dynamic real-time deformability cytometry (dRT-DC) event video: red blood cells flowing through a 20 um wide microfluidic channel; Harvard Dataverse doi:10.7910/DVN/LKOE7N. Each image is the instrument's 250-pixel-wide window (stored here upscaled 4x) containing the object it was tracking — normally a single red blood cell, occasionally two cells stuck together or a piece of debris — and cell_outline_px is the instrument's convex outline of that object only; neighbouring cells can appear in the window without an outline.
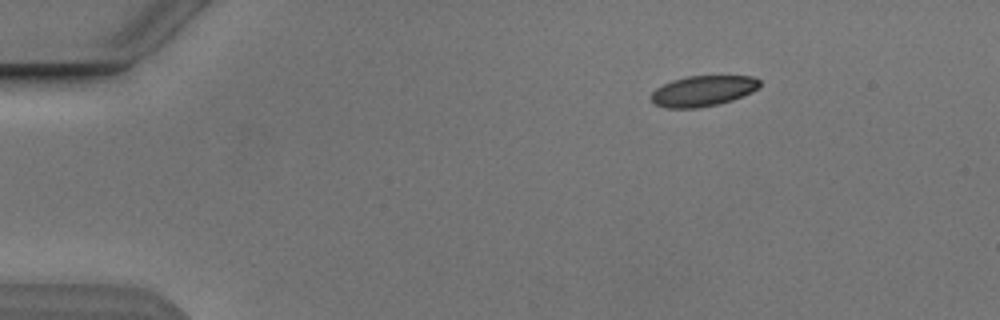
{"species": "Egyptian fruit bat (a non-hibernating species)", "species_latin": "Rousettus aegyptiacus", "temperature_condition": "cold", "stored_images_in_passage": 3, "camera_frame_rate_fps": 3000, "um_per_image_px": 0.085, "animal": {"sex": "male"}, "frame": {"image": 1, "passage_image": 1, "time_ms": 0.0, "image_size_px": [1000, 320], "cell_outline_px": [[760, 88], [752, 92], [732, 100], [720, 104], [700, 108], [664, 108], [652, 104], [652, 92], [656, 88], [672, 80], [688, 76], [752, 76], [760, 80]], "centroid_in_image_um": [59.75, 7.74], "position_along_channel_um": 25.2, "area_um2": 19.54}}